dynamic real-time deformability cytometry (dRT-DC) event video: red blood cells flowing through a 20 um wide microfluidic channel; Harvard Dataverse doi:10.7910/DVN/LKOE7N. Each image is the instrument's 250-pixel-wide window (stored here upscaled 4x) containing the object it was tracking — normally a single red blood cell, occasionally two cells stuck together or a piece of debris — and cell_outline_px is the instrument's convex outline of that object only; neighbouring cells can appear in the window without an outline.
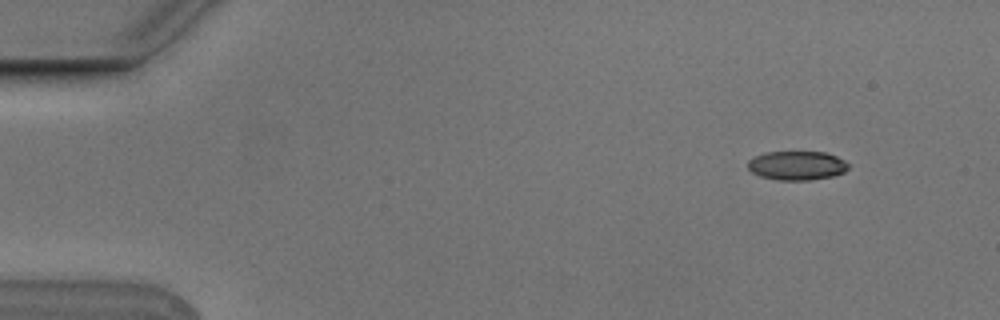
{"species": "Egyptian fruit bat (a non-hibernating species)", "species_latin": "Rousettus aegyptiacus", "temperature_condition": "cold", "stored_images_in_passage": 4, "camera_frame_rate_fps": 3000, "um_per_image_px": 0.085, "animal": {"sex": "male"}, "frame": {"image": 1, "passage_image": 1, "time_ms": 0.0, "image_size_px": [1000, 320], "cell_outline_px": [[848, 168], [844, 172], [832, 176], [812, 180], [776, 180], [760, 176], [752, 172], [748, 168], [748, 160], [764, 152], [828, 152], [844, 160], [848, 164]], "centroid_in_image_um": [67.74, 14.07], "position_along_channel_um": 17.3, "area_um2": 17.05}}